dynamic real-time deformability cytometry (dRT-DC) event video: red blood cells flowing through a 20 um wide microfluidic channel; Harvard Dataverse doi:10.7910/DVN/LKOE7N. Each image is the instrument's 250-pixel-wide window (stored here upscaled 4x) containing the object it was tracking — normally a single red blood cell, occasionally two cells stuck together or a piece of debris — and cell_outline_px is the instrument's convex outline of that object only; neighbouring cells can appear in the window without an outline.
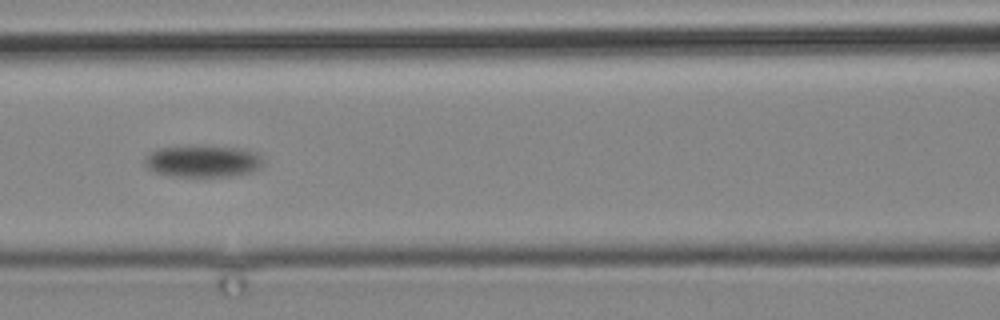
{"species": "common noctule bat (a hibernating species)", "species_latin": "Nyctalus noctula", "temperature_condition": "cold", "stored_images_in_passage": 7, "camera_frame_rate_fps": 3000, "um_per_image_px": 0.085, "animal": {"sex": "male", "body_mass_g": 19.2, "forearm_length_mm": 51.8}, "frame": {"image": 1, "passage_image": 6, "time_ms": 7.333, "image_size_px": [1000, 320], "cell_outline_px": [[260, 168], [248, 172], [228, 176], [168, 176], [156, 172], [148, 168], [144, 164], [144, 156], [160, 148], [188, 144], [204, 144], [240, 148], [256, 152], [260, 156]], "centroid_in_image_um": [17.17, 13.66], "position_along_channel_um": 149.4, "area_um2": 22.37}}